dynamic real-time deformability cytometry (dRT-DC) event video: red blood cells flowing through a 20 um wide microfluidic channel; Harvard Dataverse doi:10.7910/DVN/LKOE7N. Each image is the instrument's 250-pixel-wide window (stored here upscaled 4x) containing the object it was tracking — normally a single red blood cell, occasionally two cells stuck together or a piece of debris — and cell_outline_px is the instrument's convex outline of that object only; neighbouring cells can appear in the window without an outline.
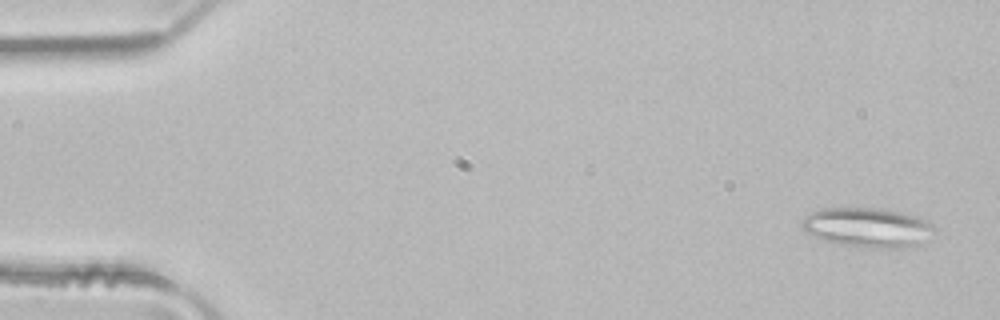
{"species": "common noctule bat (a hibernating species)", "species_latin": "Nyctalus noctula", "temperature_condition": "room temperature", "stored_images_in_passage": 4, "camera_frame_rate_fps": 3000, "um_per_image_px": 0.085, "animal": {"sex": "male", "body_mass_g": 21.5, "forearm_length_mm": 52.0}, "frame": {"image": 1, "passage_image": 1, "time_ms": 0.0, "image_size_px": [1000, 320], "cell_outline_px": [[936, 232], [920, 244], [904, 248], [864, 248], [840, 244], [824, 240], [812, 236], [804, 232], [800, 228], [800, 224], [804, 216], [820, 208], [880, 208], [920, 216], [928, 220], [936, 228]], "centroid_in_image_um": [73.75, 19.34], "position_along_channel_um": 11.2, "area_um2": 31.21}}
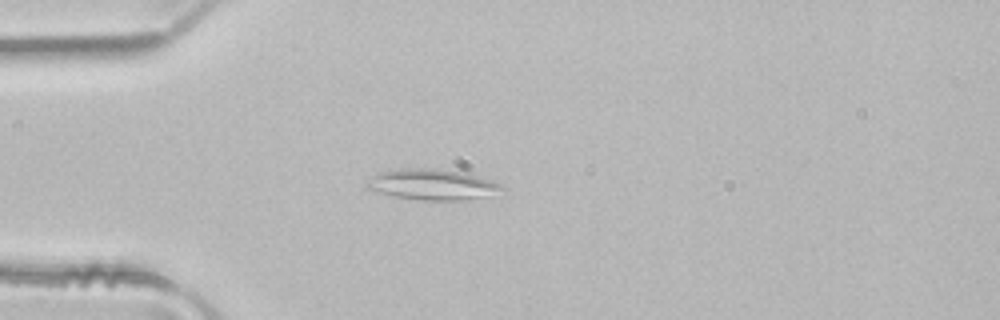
{"frame": {"image": 2, "passage_image": 4, "time_ms": 1.0, "image_size_px": [1000, 320], "cell_outline_px": [[508, 188], [484, 196], [460, 200], [420, 200], [396, 196], [376, 192], [364, 188], [364, 184], [380, 172], [400, 168], [420, 168], [464, 172], [492, 180]], "centroid_in_image_um": [36.72, 15.68], "position_along_channel_um": 48.3, "area_um2": 23.93}}